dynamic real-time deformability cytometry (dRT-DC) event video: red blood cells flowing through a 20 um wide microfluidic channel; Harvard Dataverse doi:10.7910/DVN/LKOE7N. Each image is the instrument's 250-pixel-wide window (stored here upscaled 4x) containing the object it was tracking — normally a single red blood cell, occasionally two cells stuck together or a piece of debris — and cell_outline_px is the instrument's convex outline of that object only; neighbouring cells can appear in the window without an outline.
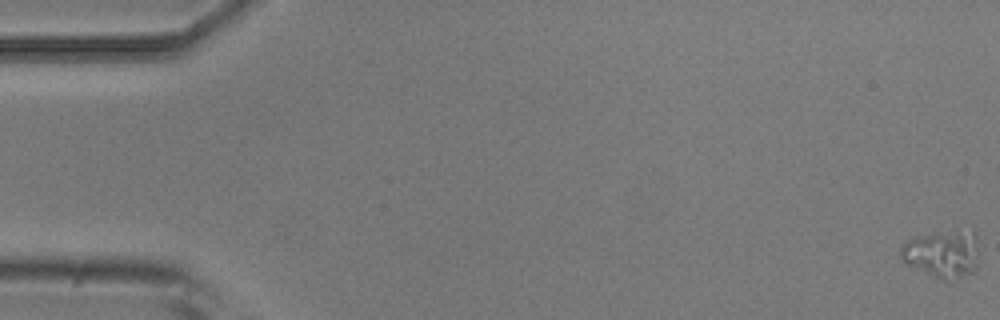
{"species": "common noctule bat (a hibernating species)", "species_latin": "Nyctalus noctula", "temperature_condition": "room temperature", "stored_images_in_passage": 39, "camera_frame_rate_fps": 3000, "um_per_image_px": 0.085, "animal": {"sex": "male", "body_mass_g": 20.5, "forearm_length_mm": 52.5}, "frame": {"image": 1, "passage_image": 1, "time_ms": 0.0, "image_size_px": [1000, 320], "cell_outline_px": [[976, 268], [972, 272], [948, 280], [940, 280], [900, 260], [900, 248], [908, 240], [924, 236], [972, 232], [976, 236]], "centroid_in_image_um": [80.06, 21.65], "position_along_channel_um": 4.9, "area_um2": 20.35}}
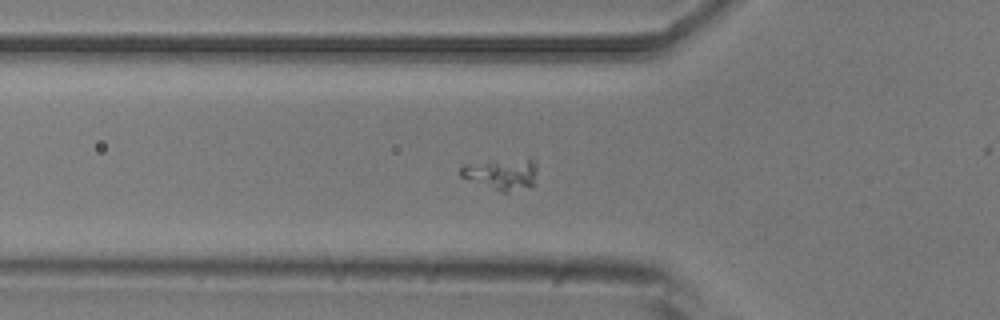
{"frame": {"image": 2, "passage_image": 20, "time_ms": 6.333, "image_size_px": [1000, 320], "cell_outline_px": [[536, 172], [532, 184], [508, 192], [500, 192], [460, 176], [456, 172], [464, 164], [488, 160], [528, 156], [536, 160]], "centroid_in_image_um": [42.62, 14.71], "position_along_channel_um": 83.2, "area_um2": 14.45}}
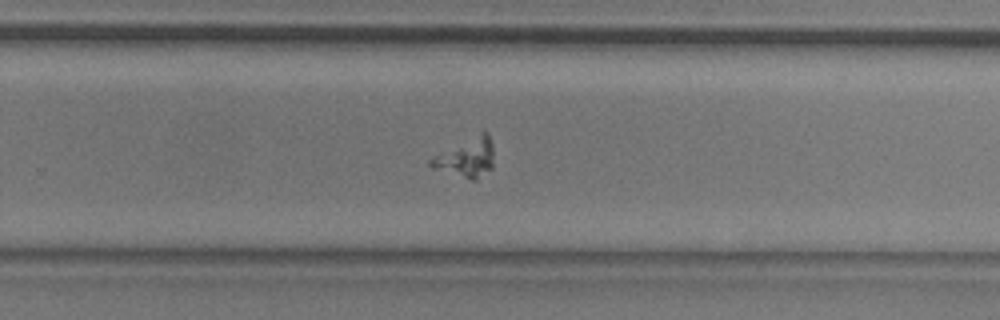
{"frame": {"image": 3, "passage_image": 37, "time_ms": 12.0, "image_size_px": [1000, 320], "cell_outline_px": [[492, 168], [476, 180], [472, 180], [432, 168], [428, 164], [428, 160], [432, 156], [484, 128], [488, 132], [492, 144]], "centroid_in_image_um": [39.62, 13.34], "position_along_channel_um": 290.2, "area_um2": 14.74}}